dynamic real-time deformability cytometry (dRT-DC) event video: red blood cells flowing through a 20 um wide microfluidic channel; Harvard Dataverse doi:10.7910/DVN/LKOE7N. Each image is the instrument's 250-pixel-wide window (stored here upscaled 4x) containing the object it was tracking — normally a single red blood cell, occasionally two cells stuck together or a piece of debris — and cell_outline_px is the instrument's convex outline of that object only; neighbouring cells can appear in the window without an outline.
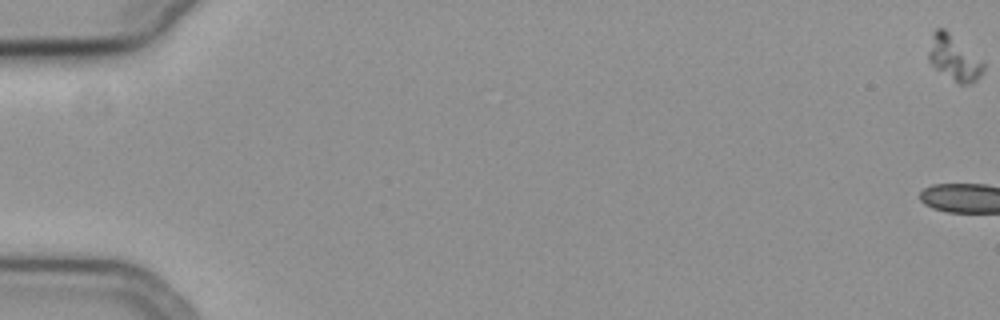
{"species": "common noctule bat (a hibernating species)", "species_latin": "Nyctalus noctula", "temperature_condition": "cold", "stored_images_in_passage": 4, "camera_frame_rate_fps": 3000, "um_per_image_px": 0.085, "animal": {"sex": "female", "body_mass_g": 19.3, "forearm_length_mm": 54.1}, "frame": {"image": 1, "passage_image": 1, "time_ms": 0.0, "image_size_px": [1000, 320], "cell_outline_px": [[984, 68], [980, 76], [972, 84], [960, 84], [936, 68], [928, 60], [928, 52], [932, 32], [936, 28], [944, 28], [984, 60]], "centroid_in_image_um": [81.11, 4.9], "position_along_channel_um": 3.9, "area_um2": 14.45}}